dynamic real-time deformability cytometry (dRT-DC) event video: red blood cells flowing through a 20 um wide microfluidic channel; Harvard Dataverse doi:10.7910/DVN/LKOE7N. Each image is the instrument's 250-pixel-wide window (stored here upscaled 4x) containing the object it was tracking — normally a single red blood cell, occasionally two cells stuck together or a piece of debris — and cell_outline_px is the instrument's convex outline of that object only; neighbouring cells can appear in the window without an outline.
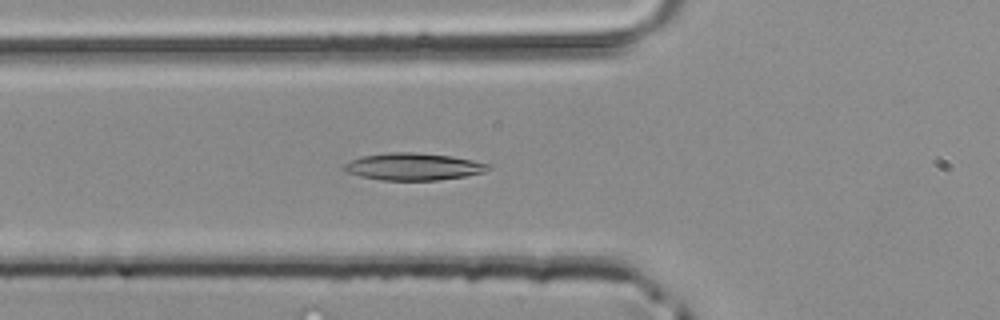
{"species": "common noctule bat (a hibernating species)", "species_latin": "Nyctalus noctula", "temperature_condition": "room temperature", "stored_images_in_passage": 37, "camera_frame_rate_fps": 3000, "um_per_image_px": 0.085, "animal": {"sex": "male", "body_mass_g": 20.4}, "frame": {"image": 1, "passage_image": 7, "time_ms": 2.0, "image_size_px": [1000, 320], "cell_outline_px": [[492, 168], [484, 172], [464, 176], [436, 180], [380, 180], [360, 176], [344, 172], [340, 168], [344, 164], [352, 160], [364, 156], [388, 152], [412, 152], [452, 156], [472, 160], [488, 164]], "centroid_in_image_um": [35.09, 14.16], "position_along_channel_um": 90.7, "area_um2": 22.77}}
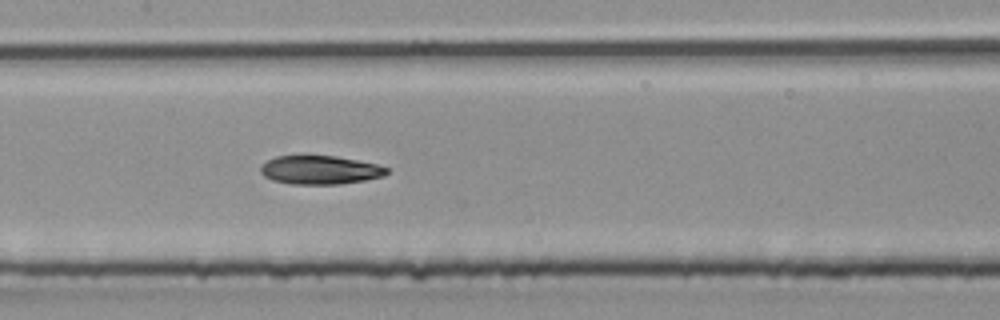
{"frame": {"image": 2, "passage_image": 13, "time_ms": 4.0, "image_size_px": [1000, 320], "cell_outline_px": [[388, 172], [384, 176], [364, 180], [340, 184], [288, 184], [272, 180], [264, 176], [260, 172], [260, 164], [276, 156], [336, 156], [376, 164], [388, 168]], "centroid_in_image_um": [27.16, 14.45], "position_along_channel_um": 180.2, "area_um2": 21.04}}
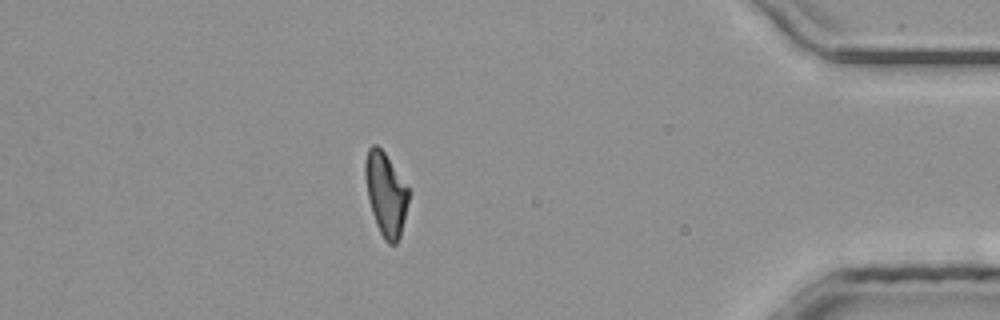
{"frame": {"image": 3, "passage_image": 31, "time_ms": 10.0, "image_size_px": [1000, 320], "cell_outline_px": [[412, 192], [400, 236], [396, 244], [388, 244], [384, 240], [376, 224], [368, 200], [364, 176], [364, 164], [368, 148], [372, 144], [376, 144], [384, 152]], "centroid_in_image_um": [32.8, 16.49], "position_along_channel_um": 402.4, "area_um2": 21.44}}